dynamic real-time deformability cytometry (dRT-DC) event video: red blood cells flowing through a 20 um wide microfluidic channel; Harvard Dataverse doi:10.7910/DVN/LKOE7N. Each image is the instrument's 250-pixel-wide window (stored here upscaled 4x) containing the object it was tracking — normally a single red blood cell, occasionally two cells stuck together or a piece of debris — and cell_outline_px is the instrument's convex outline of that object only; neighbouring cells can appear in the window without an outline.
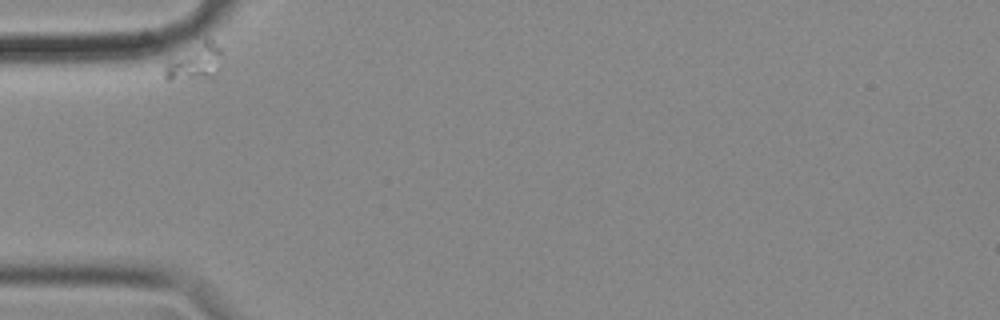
{"species": "common noctule bat (a hibernating species)", "species_latin": "Nyctalus noctula", "temperature_condition": "cold", "stored_images_in_passage": 38, "camera_frame_rate_fps": 3000, "um_per_image_px": 0.085, "animal": {"sex": "female", "body_mass_g": 18.4}, "frame": {"image": 1, "passage_image": 1, "time_ms": 0.0, "image_size_px": [1000, 320], "cell_outline_px": [[224, 52], [216, 76], [172, 80], [168, 80], [164, 76], [164, 68], [168, 64], [204, 40], [212, 40], [224, 48]], "centroid_in_image_um": [16.7, 5.29], "position_along_channel_um": 68.3, "area_um2": 11.5}}